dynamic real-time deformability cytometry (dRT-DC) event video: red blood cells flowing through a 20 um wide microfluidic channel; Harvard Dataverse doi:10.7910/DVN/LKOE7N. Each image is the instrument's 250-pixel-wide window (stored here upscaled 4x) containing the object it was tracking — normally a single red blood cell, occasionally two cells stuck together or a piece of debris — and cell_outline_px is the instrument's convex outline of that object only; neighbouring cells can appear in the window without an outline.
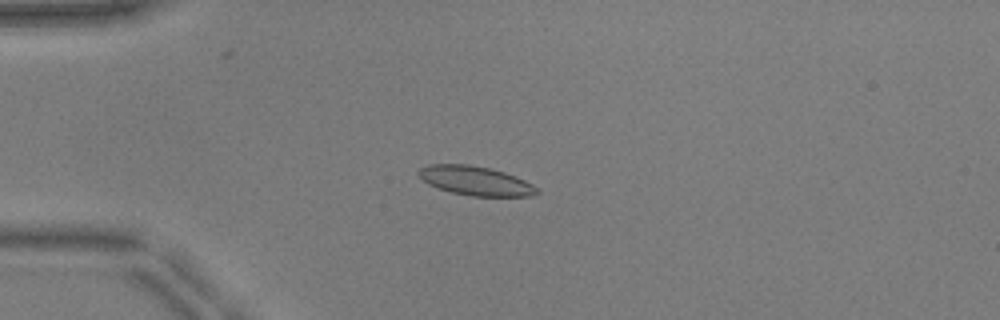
{"species": "common noctule bat (a hibernating species)", "species_latin": "Nyctalus noctula", "temperature_condition": "warm", "stored_images_in_passage": 51, "camera_frame_rate_fps": 3000, "um_per_image_px": 0.085, "animal": {"sex": "male", "body_mass_g": 17.9, "forearm_length_mm": 54.2}, "frame": {"image": 1, "passage_image": 13, "time_ms": 4.0, "image_size_px": [1000, 320], "cell_outline_px": [[540, 192], [532, 196], [472, 196], [452, 192], [428, 184], [416, 172], [420, 168], [428, 164], [468, 164], [488, 168], [504, 172], [524, 180], [532, 184]], "centroid_in_image_um": [40.41, 15.36], "position_along_channel_um": 44.6, "area_um2": 19.88}}
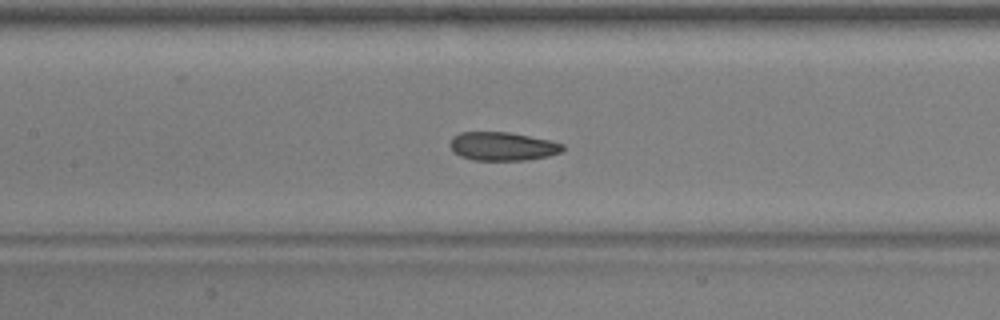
{"frame": {"image": 2, "passage_image": 24, "time_ms": 7.667, "image_size_px": [1000, 320], "cell_outline_px": [[564, 148], [560, 152], [548, 156], [528, 160], [472, 160], [460, 156], [452, 152], [448, 144], [452, 136], [460, 132], [508, 132], [548, 140], [564, 144]], "centroid_in_image_um": [42.65, 12.44], "position_along_channel_um": 164.8, "area_um2": 18.84}}
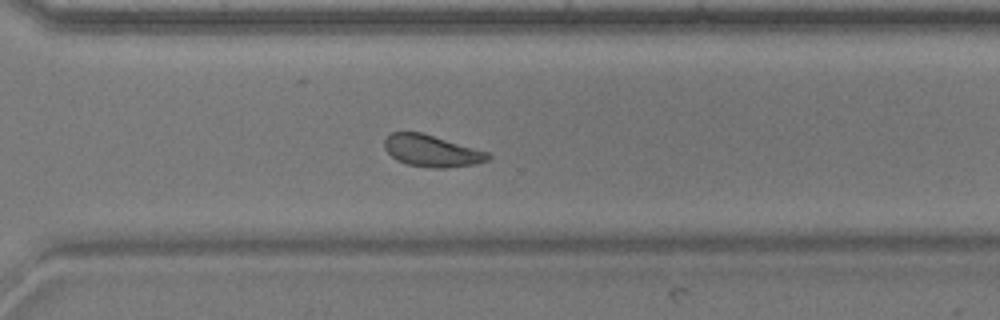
{"frame": {"image": 3, "passage_image": 37, "time_ms": 12.0, "image_size_px": [1000, 320], "cell_outline_px": [[492, 156], [488, 160], [476, 164], [444, 168], [432, 168], [408, 164], [396, 160], [384, 148], [384, 140], [392, 132], [420, 132], [488, 152]], "centroid_in_image_um": [36.69, 12.83], "position_along_channel_um": 333.9, "area_um2": 18.96}, "authors_computed_cell_mechanics": {"area_um2": 19.652, "velocity_mm_per_s": 3.9176, "shape_relaxation_time_tau1_ms": 3.9628, "shape_relaxation_time_tau2_ms": 1.8866, "deformation_change_tau1": 0.0917, "deformation_change_tau2": 0.0638}}